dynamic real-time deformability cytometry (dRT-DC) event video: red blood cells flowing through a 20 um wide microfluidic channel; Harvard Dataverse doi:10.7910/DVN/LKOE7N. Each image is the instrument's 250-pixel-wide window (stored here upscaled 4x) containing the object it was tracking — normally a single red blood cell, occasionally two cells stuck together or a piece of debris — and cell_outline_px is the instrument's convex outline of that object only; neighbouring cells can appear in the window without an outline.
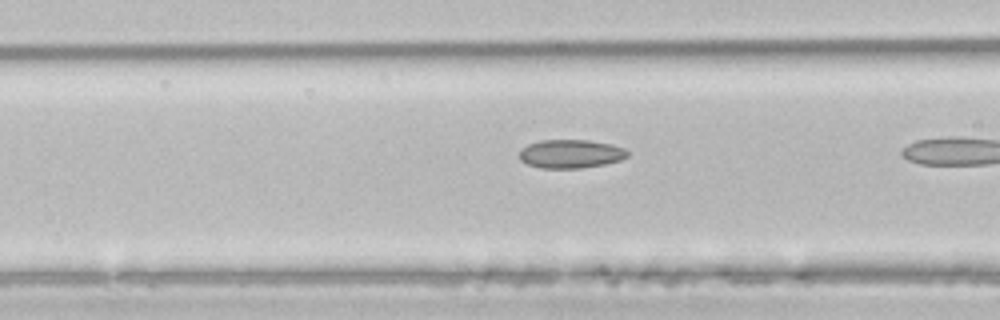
{"species": "common noctule bat (a hibernating species)", "species_latin": "Nyctalus noctula", "temperature_condition": "room temperature", "stored_images_in_passage": 10, "camera_frame_rate_fps": 3000, "um_per_image_px": 0.085, "animal": {"sex": "male", "body_mass_g": 21.5, "forearm_length_mm": 52.0}, "frame": {"image": 1, "passage_image": 9, "time_ms": 2.667, "image_size_px": [1000, 320], "cell_outline_px": [[628, 156], [620, 160], [604, 164], [580, 168], [540, 168], [528, 164], [520, 160], [520, 148], [528, 144], [540, 140], [588, 140], [612, 144], [624, 148], [628, 152]], "centroid_in_image_um": [48.49, 13.07], "position_along_channel_um": 118.1, "area_um2": 18.03}}